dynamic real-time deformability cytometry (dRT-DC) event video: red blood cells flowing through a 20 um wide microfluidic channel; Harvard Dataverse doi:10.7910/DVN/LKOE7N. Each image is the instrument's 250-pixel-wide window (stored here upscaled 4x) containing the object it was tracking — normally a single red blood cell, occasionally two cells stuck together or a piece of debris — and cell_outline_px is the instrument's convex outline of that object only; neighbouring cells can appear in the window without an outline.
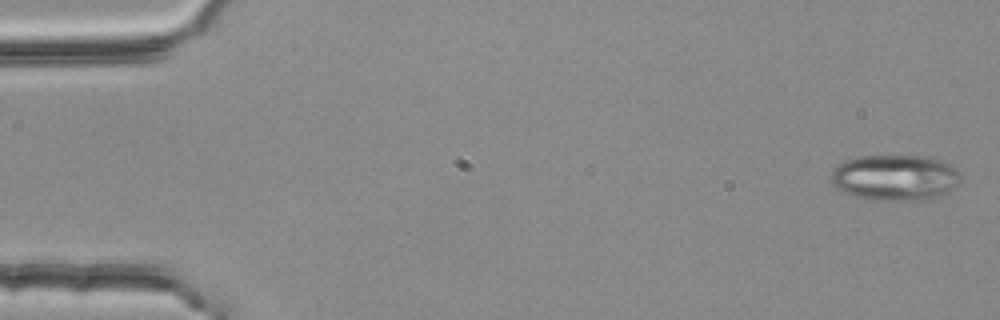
{"species": "common noctule bat (a hibernating species)", "species_latin": "Nyctalus noctula", "temperature_condition": "room temperature", "stored_images_in_passage": 4, "camera_frame_rate_fps": 3000, "um_per_image_px": 0.085, "animal": {"sex": "female", "body_mass_g": 25.1}, "frame": {"image": 1, "passage_image": 1, "time_ms": 0.0, "image_size_px": [1000, 320], "cell_outline_px": [[960, 176], [956, 184], [952, 188], [936, 196], [920, 200], [872, 200], [840, 192], [832, 184], [828, 176], [832, 168], [844, 160], [856, 156], [924, 156], [940, 160], [948, 164]], "centroid_in_image_um": [75.93, 15.08], "position_along_channel_um": 9.1, "area_um2": 34.51}}